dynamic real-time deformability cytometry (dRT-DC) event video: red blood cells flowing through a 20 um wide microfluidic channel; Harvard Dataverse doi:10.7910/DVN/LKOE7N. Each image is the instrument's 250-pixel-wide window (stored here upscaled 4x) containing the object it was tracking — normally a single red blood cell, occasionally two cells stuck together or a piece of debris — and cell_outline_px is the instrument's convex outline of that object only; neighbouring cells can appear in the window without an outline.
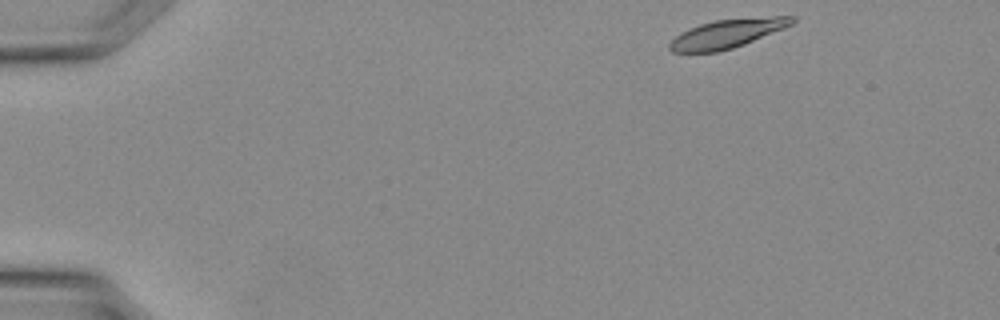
{"species": "Egyptian fruit bat (a non-hibernating species)", "species_latin": "Rousettus aegyptiacus", "temperature_condition": "warm", "stored_images_in_passage": 33, "camera_frame_rate_fps": 3000, "um_per_image_px": 0.085, "animal": {"sex": "female"}, "frame": {"image": 1, "passage_image": 1, "time_ms": 0.0, "image_size_px": [1000, 320], "cell_outline_px": [[796, 20], [792, 24], [784, 28], [744, 44], [732, 48], [716, 52], [672, 52], [668, 48], [668, 44], [680, 32], [700, 24], [716, 20], [772, 16], [796, 16]], "centroid_in_image_um": [61.81, 2.85], "position_along_channel_um": 23.2, "area_um2": 20.35}}
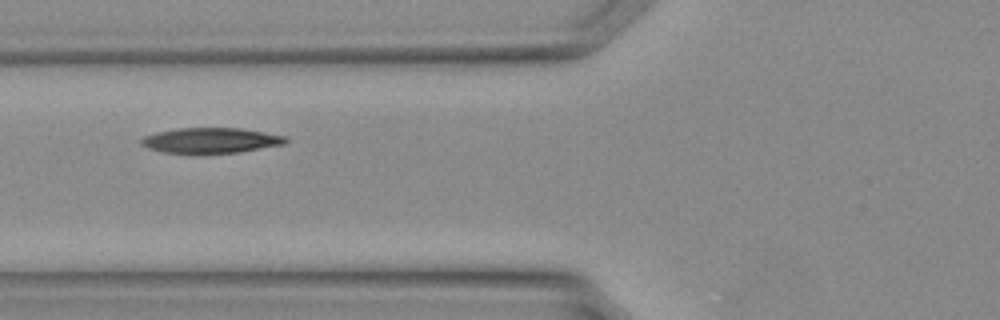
{"frame": {"image": 2, "passage_image": 11, "time_ms": 3.333, "image_size_px": [1000, 320], "cell_outline_px": [[288, 140], [284, 144], [240, 152], [164, 152], [148, 148], [140, 144], [140, 140], [144, 136], [156, 132], [176, 128], [240, 128], [288, 136]], "centroid_in_image_um": [17.93, 11.91], "position_along_channel_um": 107.9, "area_um2": 21.04}}
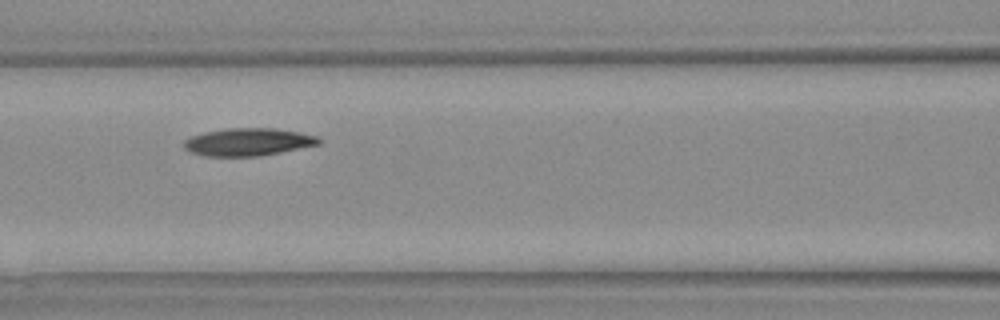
{"frame": {"image": 3, "passage_image": 13, "time_ms": 4.0, "image_size_px": [1000, 320], "cell_outline_px": [[320, 144], [260, 156], [204, 156], [192, 152], [184, 148], [184, 140], [192, 136], [204, 132], [228, 128], [276, 128], [300, 132], [320, 136]], "centroid_in_image_um": [21.11, 12.06], "position_along_channel_um": 145.5, "area_um2": 21.73}}